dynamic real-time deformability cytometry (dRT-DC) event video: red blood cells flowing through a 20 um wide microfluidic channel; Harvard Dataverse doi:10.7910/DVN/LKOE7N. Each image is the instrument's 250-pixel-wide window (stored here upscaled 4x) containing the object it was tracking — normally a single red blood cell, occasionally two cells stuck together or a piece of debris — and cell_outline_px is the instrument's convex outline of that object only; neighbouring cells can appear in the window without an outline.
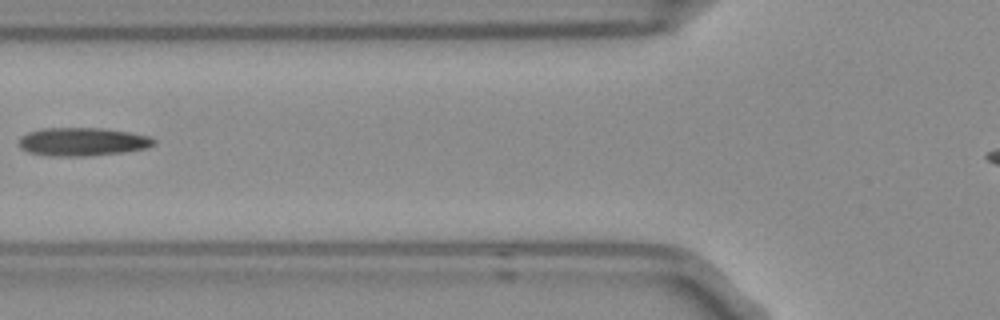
{"species": "Egyptian fruit bat (a non-hibernating species)", "species_latin": "Rousettus aegyptiacus", "temperature_condition": "room temperature", "stored_images_in_passage": 5, "camera_frame_rate_fps": 3000, "um_per_image_px": 0.085, "frame": {"image": 1, "passage_image": 4, "time_ms": 1.0, "image_size_px": [1000, 320], "cell_outline_px": [[156, 144], [144, 148], [120, 152], [84, 156], [52, 156], [28, 152], [20, 148], [20, 136], [28, 132], [40, 128], [104, 128], [128, 132], [148, 136], [156, 140]], "centroid_in_image_um": [6.97, 12.04], "position_along_channel_um": 118.8, "area_um2": 22.08}}